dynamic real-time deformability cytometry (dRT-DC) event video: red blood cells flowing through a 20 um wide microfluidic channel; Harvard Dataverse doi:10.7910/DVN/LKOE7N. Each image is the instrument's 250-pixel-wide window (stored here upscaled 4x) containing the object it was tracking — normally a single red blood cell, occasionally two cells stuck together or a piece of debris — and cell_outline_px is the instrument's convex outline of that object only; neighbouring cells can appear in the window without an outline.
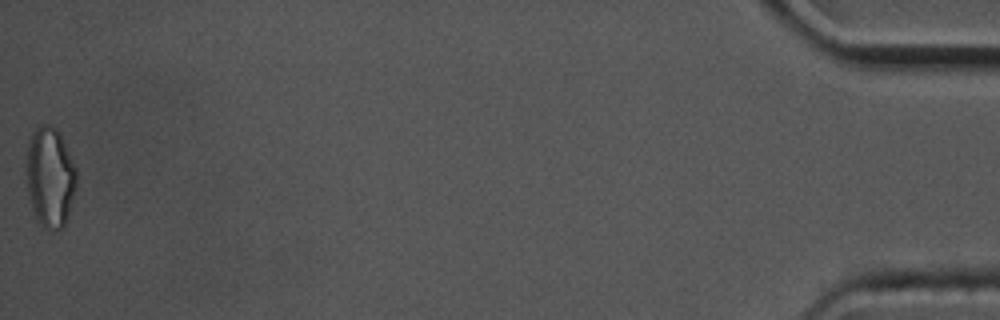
{"species": "common noctule bat (a hibernating species)", "species_latin": "Nyctalus noctula", "temperature_condition": "cold", "stored_images_in_passage": 44, "camera_frame_rate_fps": 3000, "um_per_image_px": 0.085, "animal": {"sex": "male", "body_mass_g": 17.5, "forearm_length_mm": 52.3}, "frame": {"image": 1, "passage_image": 44, "time_ms": 14.333, "image_size_px": [1000, 320], "cell_outline_px": [[76, 188], [68, 216], [64, 228], [44, 228], [36, 216], [28, 192], [28, 144], [32, 132], [40, 124], [48, 124], [56, 128], [60, 132], [76, 168]], "centroid_in_image_um": [4.3, 15.02], "position_along_channel_um": 430.9, "area_um2": 28.73}, "authors_computed_cell_mechanics": {"area_um2": 20.4901, "velocity_mm_per_s": 3.5123, "shape_relaxation_time_tau1_ms": 6.0392, "shape_relaxation_time_tau2_ms": 3.2037, "deformation_change_tau1": 0.143, "deformation_change_tau2": 0.104}}